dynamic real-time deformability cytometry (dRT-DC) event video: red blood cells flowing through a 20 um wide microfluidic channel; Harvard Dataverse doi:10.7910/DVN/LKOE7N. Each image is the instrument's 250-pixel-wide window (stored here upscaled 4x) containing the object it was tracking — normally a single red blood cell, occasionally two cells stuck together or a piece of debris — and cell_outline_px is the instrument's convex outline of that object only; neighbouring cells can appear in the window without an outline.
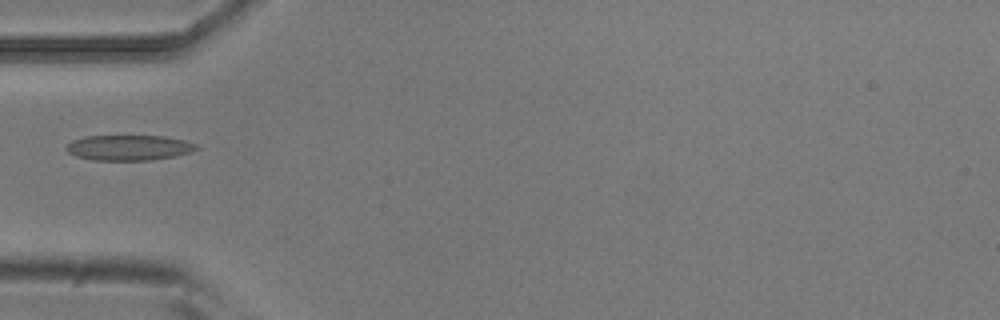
{"species": "common noctule bat (a hibernating species)", "species_latin": "Nyctalus noctula", "temperature_condition": "room temperature", "stored_images_in_passage": 5, "camera_frame_rate_fps": 3000, "um_per_image_px": 0.085, "animal": {"sex": "male", "body_mass_g": 20.5, "forearm_length_mm": 52.5}, "frame": {"image": 1, "passage_image": 3, "time_ms": 0.667, "image_size_px": [1000, 320], "cell_outline_px": [[200, 148], [192, 152], [176, 156], [148, 160], [92, 160], [76, 156], [68, 152], [64, 148], [72, 140], [84, 136], [164, 136], [184, 140], [196, 144]], "centroid_in_image_um": [10.96, 12.55], "position_along_channel_um": 74.0, "area_um2": 19.31}}
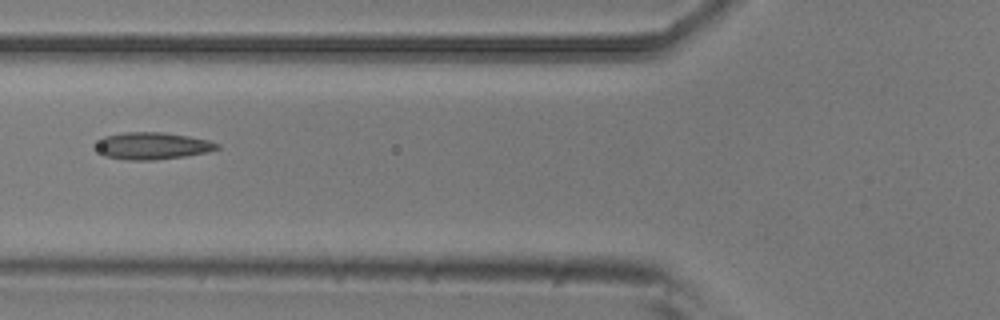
{"frame": {"image": 2, "passage_image": 4, "time_ms": 1.0, "image_size_px": [1000, 320], "cell_outline_px": [[220, 148], [208, 152], [184, 156], [152, 160], [128, 160], [104, 156], [92, 148], [104, 136], [124, 132], [160, 132], [188, 136], [208, 140], [220, 144]], "centroid_in_image_um": [12.91, 12.4], "position_along_channel_um": 112.9, "area_um2": 19.19}}
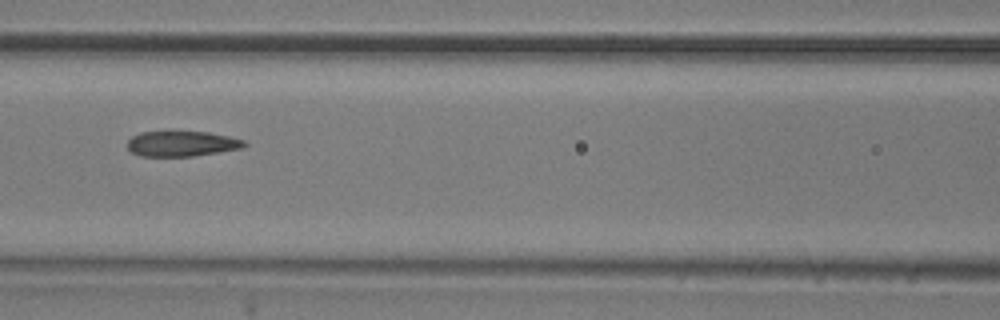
{"frame": {"image": 3, "passage_image": 5, "time_ms": 1.333, "image_size_px": [1000, 320], "cell_outline_px": [[248, 144], [240, 148], [192, 156], [140, 156], [132, 152], [128, 148], [128, 140], [132, 136], [140, 132], [208, 132], [228, 136], [244, 140]], "centroid_in_image_um": [15.43, 12.21], "position_along_channel_um": 151.2, "area_um2": 16.99}}